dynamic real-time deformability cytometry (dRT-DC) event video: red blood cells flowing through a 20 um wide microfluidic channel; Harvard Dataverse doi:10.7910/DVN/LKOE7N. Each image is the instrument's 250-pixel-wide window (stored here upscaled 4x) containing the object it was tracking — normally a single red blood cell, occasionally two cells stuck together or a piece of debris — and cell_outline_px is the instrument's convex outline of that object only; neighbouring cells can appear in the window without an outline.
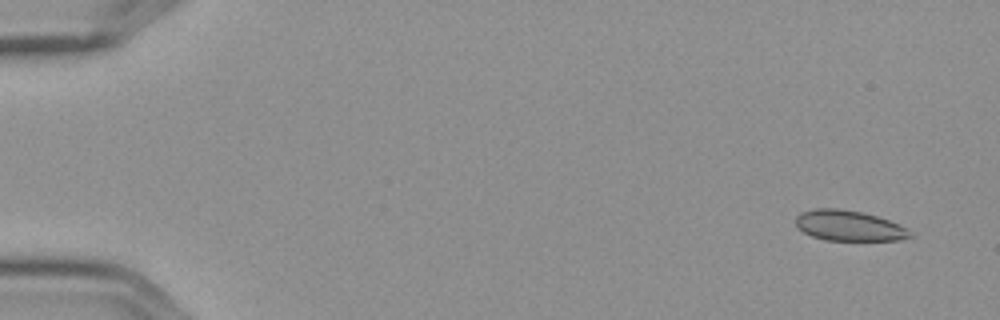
{"species": "Egyptian fruit bat (a non-hibernating species)", "species_latin": "Rousettus aegyptiacus", "temperature_condition": "cold", "stored_images_in_passage": 5, "camera_frame_rate_fps": 3000, "um_per_image_px": 0.085, "frame": {"image": 1, "passage_image": 1, "time_ms": 0.0, "image_size_px": [1000, 320], "cell_outline_px": [[912, 236], [900, 240], [824, 240], [812, 236], [804, 232], [796, 224], [796, 216], [800, 212], [816, 208], [840, 208], [860, 212], [876, 216], [888, 220], [908, 228], [912, 232]], "centroid_in_image_um": [72.16, 19.18], "position_along_channel_um": 12.8, "area_um2": 20.23}}
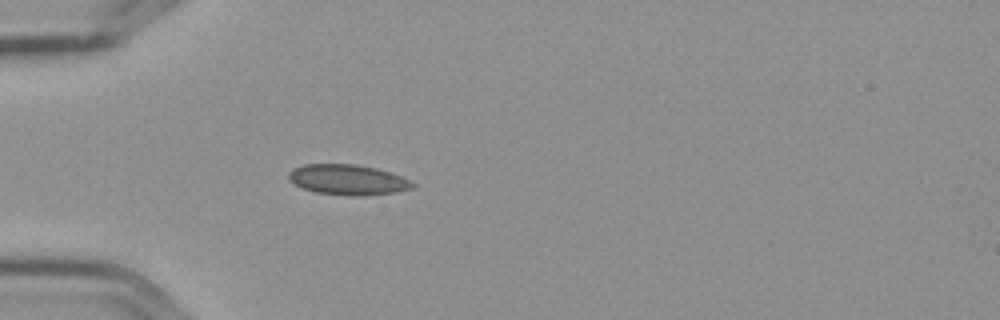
{"frame": {"image": 2, "passage_image": 5, "time_ms": 1.333, "image_size_px": [1000, 320], "cell_outline_px": [[416, 184], [412, 188], [396, 192], [316, 192], [304, 188], [288, 180], [288, 172], [292, 168], [304, 164], [356, 164], [376, 168], [392, 172], [412, 180]], "centroid_in_image_um": [29.55, 15.19], "position_along_channel_um": 55.5, "area_um2": 20.81}}